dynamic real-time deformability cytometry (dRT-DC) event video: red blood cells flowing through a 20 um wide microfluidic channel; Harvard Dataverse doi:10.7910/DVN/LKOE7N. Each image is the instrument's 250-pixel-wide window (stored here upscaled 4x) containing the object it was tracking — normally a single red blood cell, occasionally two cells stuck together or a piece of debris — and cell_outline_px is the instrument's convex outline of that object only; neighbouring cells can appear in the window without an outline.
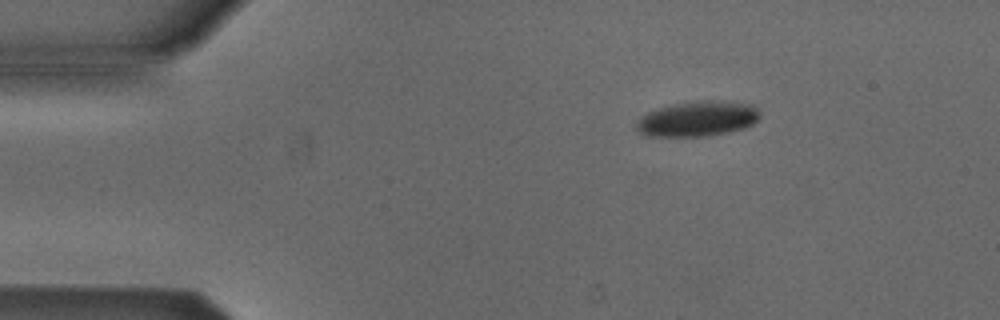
{"species": "Egyptian fruit bat (a non-hibernating species)", "species_latin": "Rousettus aegyptiacus", "temperature_condition": "cold", "stored_images_in_passage": 3, "camera_frame_rate_fps": 3000, "um_per_image_px": 0.085, "animal": {"sex": "male"}, "frame": {"image": 1, "passage_image": 1, "time_ms": 0.0, "image_size_px": [1000, 320], "cell_outline_px": [[760, 116], [752, 124], [744, 128], [728, 132], [708, 136], [648, 136], [640, 132], [636, 128], [636, 124], [648, 112], [660, 108], [676, 104], [704, 100], [712, 100], [752, 104], [760, 112]], "centroid_in_image_um": [59.34, 10.1], "position_along_channel_um": 25.7, "area_um2": 24.91}}
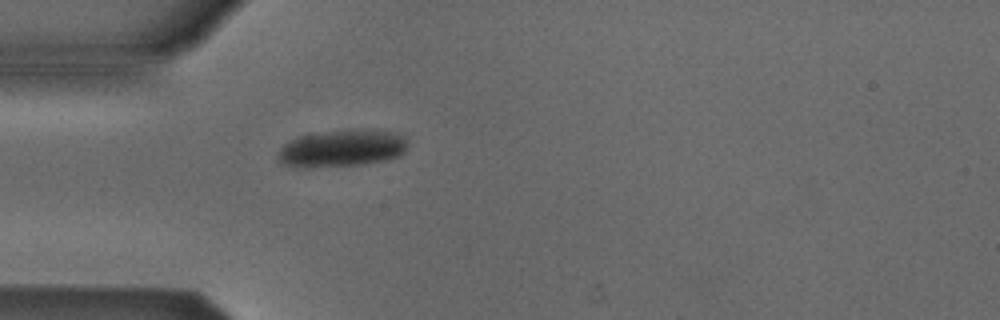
{"frame": {"image": 2, "passage_image": 3, "time_ms": 2.333, "image_size_px": [1000, 320], "cell_outline_px": [[408, 140], [404, 152], [400, 156], [388, 160], [364, 164], [308, 168], [284, 164], [276, 160], [276, 152], [284, 144], [300, 136], [324, 132], [352, 128], [376, 128], [396, 132], [404, 136]], "centroid_in_image_um": [29.11, 12.59], "position_along_channel_um": 55.9, "area_um2": 28.78}}